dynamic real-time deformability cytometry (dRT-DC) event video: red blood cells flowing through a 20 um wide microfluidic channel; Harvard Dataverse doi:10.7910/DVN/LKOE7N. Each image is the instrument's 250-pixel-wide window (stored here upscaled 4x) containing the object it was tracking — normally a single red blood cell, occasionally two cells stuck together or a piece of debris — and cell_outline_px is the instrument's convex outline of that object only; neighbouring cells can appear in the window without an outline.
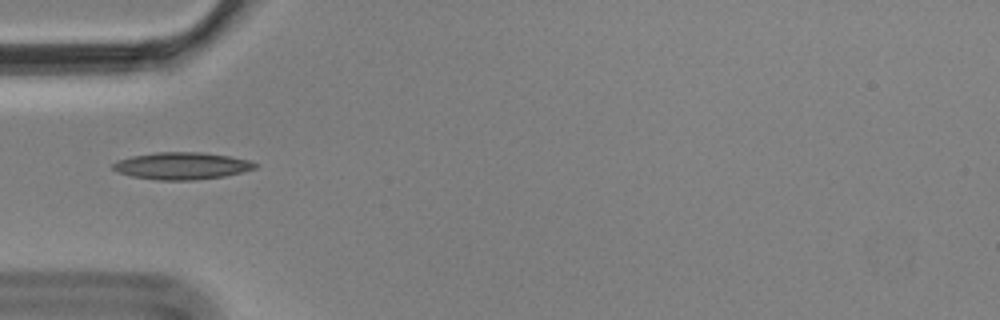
{"species": "Egyptian fruit bat (a non-hibernating species)", "species_latin": "Rousettus aegyptiacus", "temperature_condition": "cold", "stored_images_in_passage": 5, "camera_frame_rate_fps": 3000, "um_per_image_px": 0.085, "animal": {"sex": "male"}, "frame": {"image": 1, "passage_image": 5, "time_ms": 1.333, "image_size_px": [1000, 320], "cell_outline_px": [[260, 164], [256, 168], [224, 176], [196, 180], [156, 180], [132, 176], [116, 172], [112, 168], [112, 164], [116, 160], [132, 156], [156, 152], [204, 152], [228, 156], [248, 160]], "centroid_in_image_um": [15.43, 14.09], "position_along_channel_um": 69.6, "area_um2": 22.54}}